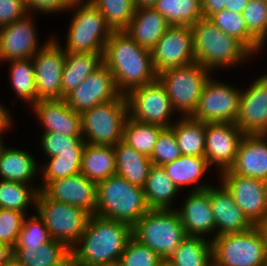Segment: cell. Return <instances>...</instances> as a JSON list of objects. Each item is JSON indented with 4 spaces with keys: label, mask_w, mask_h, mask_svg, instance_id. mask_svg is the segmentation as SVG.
Masks as SVG:
<instances>
[{
    "label": "cell",
    "mask_w": 267,
    "mask_h": 266,
    "mask_svg": "<svg viewBox=\"0 0 267 266\" xmlns=\"http://www.w3.org/2000/svg\"><path fill=\"white\" fill-rule=\"evenodd\" d=\"M28 14L23 0H0V28Z\"/></svg>",
    "instance_id": "cell-48"
},
{
    "label": "cell",
    "mask_w": 267,
    "mask_h": 266,
    "mask_svg": "<svg viewBox=\"0 0 267 266\" xmlns=\"http://www.w3.org/2000/svg\"><path fill=\"white\" fill-rule=\"evenodd\" d=\"M41 136V148L48 158L66 152H83L85 147L83 137H72L52 132L43 133Z\"/></svg>",
    "instance_id": "cell-44"
},
{
    "label": "cell",
    "mask_w": 267,
    "mask_h": 266,
    "mask_svg": "<svg viewBox=\"0 0 267 266\" xmlns=\"http://www.w3.org/2000/svg\"><path fill=\"white\" fill-rule=\"evenodd\" d=\"M103 64L123 95L157 80L151 51L139 46L125 31L111 33L104 49Z\"/></svg>",
    "instance_id": "cell-2"
},
{
    "label": "cell",
    "mask_w": 267,
    "mask_h": 266,
    "mask_svg": "<svg viewBox=\"0 0 267 266\" xmlns=\"http://www.w3.org/2000/svg\"><path fill=\"white\" fill-rule=\"evenodd\" d=\"M64 266H80V265L74 263V262L70 259Z\"/></svg>",
    "instance_id": "cell-57"
},
{
    "label": "cell",
    "mask_w": 267,
    "mask_h": 266,
    "mask_svg": "<svg viewBox=\"0 0 267 266\" xmlns=\"http://www.w3.org/2000/svg\"><path fill=\"white\" fill-rule=\"evenodd\" d=\"M191 30L196 62L209 71L235 67L253 55L240 41L219 30L207 18L198 20Z\"/></svg>",
    "instance_id": "cell-3"
},
{
    "label": "cell",
    "mask_w": 267,
    "mask_h": 266,
    "mask_svg": "<svg viewBox=\"0 0 267 266\" xmlns=\"http://www.w3.org/2000/svg\"><path fill=\"white\" fill-rule=\"evenodd\" d=\"M2 137H3V136L0 135V150H1L2 146H3V142H2L3 140H2Z\"/></svg>",
    "instance_id": "cell-61"
},
{
    "label": "cell",
    "mask_w": 267,
    "mask_h": 266,
    "mask_svg": "<svg viewBox=\"0 0 267 266\" xmlns=\"http://www.w3.org/2000/svg\"><path fill=\"white\" fill-rule=\"evenodd\" d=\"M242 89L210 78L205 83L194 120L204 123L236 122Z\"/></svg>",
    "instance_id": "cell-12"
},
{
    "label": "cell",
    "mask_w": 267,
    "mask_h": 266,
    "mask_svg": "<svg viewBox=\"0 0 267 266\" xmlns=\"http://www.w3.org/2000/svg\"><path fill=\"white\" fill-rule=\"evenodd\" d=\"M151 54L157 74L196 61L191 26H169Z\"/></svg>",
    "instance_id": "cell-14"
},
{
    "label": "cell",
    "mask_w": 267,
    "mask_h": 266,
    "mask_svg": "<svg viewBox=\"0 0 267 266\" xmlns=\"http://www.w3.org/2000/svg\"><path fill=\"white\" fill-rule=\"evenodd\" d=\"M13 257L23 266H64L71 252L62 242L51 239L42 245L14 246Z\"/></svg>",
    "instance_id": "cell-26"
},
{
    "label": "cell",
    "mask_w": 267,
    "mask_h": 266,
    "mask_svg": "<svg viewBox=\"0 0 267 266\" xmlns=\"http://www.w3.org/2000/svg\"><path fill=\"white\" fill-rule=\"evenodd\" d=\"M144 189L146 203L150 210L173 209V197L179 189L168 177L163 166L152 165Z\"/></svg>",
    "instance_id": "cell-32"
},
{
    "label": "cell",
    "mask_w": 267,
    "mask_h": 266,
    "mask_svg": "<svg viewBox=\"0 0 267 266\" xmlns=\"http://www.w3.org/2000/svg\"><path fill=\"white\" fill-rule=\"evenodd\" d=\"M30 185V183L0 180V208L25 213L28 205L36 206L40 187L32 188Z\"/></svg>",
    "instance_id": "cell-38"
},
{
    "label": "cell",
    "mask_w": 267,
    "mask_h": 266,
    "mask_svg": "<svg viewBox=\"0 0 267 266\" xmlns=\"http://www.w3.org/2000/svg\"><path fill=\"white\" fill-rule=\"evenodd\" d=\"M181 156L180 148L174 135V131L164 128L158 137L150 159L154 165L163 166Z\"/></svg>",
    "instance_id": "cell-46"
},
{
    "label": "cell",
    "mask_w": 267,
    "mask_h": 266,
    "mask_svg": "<svg viewBox=\"0 0 267 266\" xmlns=\"http://www.w3.org/2000/svg\"><path fill=\"white\" fill-rule=\"evenodd\" d=\"M116 174L131 184L144 187L150 168L151 159L131 148L123 140L115 146Z\"/></svg>",
    "instance_id": "cell-28"
},
{
    "label": "cell",
    "mask_w": 267,
    "mask_h": 266,
    "mask_svg": "<svg viewBox=\"0 0 267 266\" xmlns=\"http://www.w3.org/2000/svg\"><path fill=\"white\" fill-rule=\"evenodd\" d=\"M209 186L210 203L215 219V234L240 233L250 230L254 225L236 205L234 198L226 187ZM217 230V231H216Z\"/></svg>",
    "instance_id": "cell-22"
},
{
    "label": "cell",
    "mask_w": 267,
    "mask_h": 266,
    "mask_svg": "<svg viewBox=\"0 0 267 266\" xmlns=\"http://www.w3.org/2000/svg\"><path fill=\"white\" fill-rule=\"evenodd\" d=\"M229 170L264 181L267 178V134L245 135Z\"/></svg>",
    "instance_id": "cell-24"
},
{
    "label": "cell",
    "mask_w": 267,
    "mask_h": 266,
    "mask_svg": "<svg viewBox=\"0 0 267 266\" xmlns=\"http://www.w3.org/2000/svg\"><path fill=\"white\" fill-rule=\"evenodd\" d=\"M80 116L85 143L115 146L123 140L124 125L129 116L126 96L96 105Z\"/></svg>",
    "instance_id": "cell-8"
},
{
    "label": "cell",
    "mask_w": 267,
    "mask_h": 266,
    "mask_svg": "<svg viewBox=\"0 0 267 266\" xmlns=\"http://www.w3.org/2000/svg\"><path fill=\"white\" fill-rule=\"evenodd\" d=\"M35 207L51 239L62 242L69 249L81 238L91 216L83 208L48 198L41 190L38 192Z\"/></svg>",
    "instance_id": "cell-10"
},
{
    "label": "cell",
    "mask_w": 267,
    "mask_h": 266,
    "mask_svg": "<svg viewBox=\"0 0 267 266\" xmlns=\"http://www.w3.org/2000/svg\"><path fill=\"white\" fill-rule=\"evenodd\" d=\"M247 3L248 0H226L225 9L242 14Z\"/></svg>",
    "instance_id": "cell-52"
},
{
    "label": "cell",
    "mask_w": 267,
    "mask_h": 266,
    "mask_svg": "<svg viewBox=\"0 0 267 266\" xmlns=\"http://www.w3.org/2000/svg\"><path fill=\"white\" fill-rule=\"evenodd\" d=\"M213 266H267V245L257 226L211 240Z\"/></svg>",
    "instance_id": "cell-6"
},
{
    "label": "cell",
    "mask_w": 267,
    "mask_h": 266,
    "mask_svg": "<svg viewBox=\"0 0 267 266\" xmlns=\"http://www.w3.org/2000/svg\"><path fill=\"white\" fill-rule=\"evenodd\" d=\"M163 261L155 251L132 236L118 263L120 266H160Z\"/></svg>",
    "instance_id": "cell-43"
},
{
    "label": "cell",
    "mask_w": 267,
    "mask_h": 266,
    "mask_svg": "<svg viewBox=\"0 0 267 266\" xmlns=\"http://www.w3.org/2000/svg\"><path fill=\"white\" fill-rule=\"evenodd\" d=\"M48 198L83 208L95 214L97 202V183L89 180L81 172L49 182L41 190Z\"/></svg>",
    "instance_id": "cell-20"
},
{
    "label": "cell",
    "mask_w": 267,
    "mask_h": 266,
    "mask_svg": "<svg viewBox=\"0 0 267 266\" xmlns=\"http://www.w3.org/2000/svg\"><path fill=\"white\" fill-rule=\"evenodd\" d=\"M170 25L152 6L137 7L124 30L139 46L152 50Z\"/></svg>",
    "instance_id": "cell-25"
},
{
    "label": "cell",
    "mask_w": 267,
    "mask_h": 266,
    "mask_svg": "<svg viewBox=\"0 0 267 266\" xmlns=\"http://www.w3.org/2000/svg\"><path fill=\"white\" fill-rule=\"evenodd\" d=\"M64 48L56 39H50L32 57L34 63L36 102L60 100L61 79L65 63Z\"/></svg>",
    "instance_id": "cell-13"
},
{
    "label": "cell",
    "mask_w": 267,
    "mask_h": 266,
    "mask_svg": "<svg viewBox=\"0 0 267 266\" xmlns=\"http://www.w3.org/2000/svg\"><path fill=\"white\" fill-rule=\"evenodd\" d=\"M70 9L76 12L70 22L64 51L104 53L106 43L113 32L104 16L89 0H75Z\"/></svg>",
    "instance_id": "cell-7"
},
{
    "label": "cell",
    "mask_w": 267,
    "mask_h": 266,
    "mask_svg": "<svg viewBox=\"0 0 267 266\" xmlns=\"http://www.w3.org/2000/svg\"><path fill=\"white\" fill-rule=\"evenodd\" d=\"M3 266H23L21 265L14 257H12L6 264Z\"/></svg>",
    "instance_id": "cell-56"
},
{
    "label": "cell",
    "mask_w": 267,
    "mask_h": 266,
    "mask_svg": "<svg viewBox=\"0 0 267 266\" xmlns=\"http://www.w3.org/2000/svg\"><path fill=\"white\" fill-rule=\"evenodd\" d=\"M163 129L161 126L139 122L128 116L124 125L123 141L150 158Z\"/></svg>",
    "instance_id": "cell-36"
},
{
    "label": "cell",
    "mask_w": 267,
    "mask_h": 266,
    "mask_svg": "<svg viewBox=\"0 0 267 266\" xmlns=\"http://www.w3.org/2000/svg\"><path fill=\"white\" fill-rule=\"evenodd\" d=\"M132 235L163 260H168L186 237L176 209L149 210L132 227Z\"/></svg>",
    "instance_id": "cell-5"
},
{
    "label": "cell",
    "mask_w": 267,
    "mask_h": 266,
    "mask_svg": "<svg viewBox=\"0 0 267 266\" xmlns=\"http://www.w3.org/2000/svg\"><path fill=\"white\" fill-rule=\"evenodd\" d=\"M263 234V238L267 245V216L257 225Z\"/></svg>",
    "instance_id": "cell-54"
},
{
    "label": "cell",
    "mask_w": 267,
    "mask_h": 266,
    "mask_svg": "<svg viewBox=\"0 0 267 266\" xmlns=\"http://www.w3.org/2000/svg\"><path fill=\"white\" fill-rule=\"evenodd\" d=\"M125 96L130 118L163 128L173 125L171 118L175 111L165 87L158 79L153 83L132 89Z\"/></svg>",
    "instance_id": "cell-11"
},
{
    "label": "cell",
    "mask_w": 267,
    "mask_h": 266,
    "mask_svg": "<svg viewBox=\"0 0 267 266\" xmlns=\"http://www.w3.org/2000/svg\"><path fill=\"white\" fill-rule=\"evenodd\" d=\"M132 236L130 224L91 215L81 238L70 249L71 260L80 266L119 262Z\"/></svg>",
    "instance_id": "cell-1"
},
{
    "label": "cell",
    "mask_w": 267,
    "mask_h": 266,
    "mask_svg": "<svg viewBox=\"0 0 267 266\" xmlns=\"http://www.w3.org/2000/svg\"><path fill=\"white\" fill-rule=\"evenodd\" d=\"M134 4L137 7H145V6H153V4L157 1V0H133Z\"/></svg>",
    "instance_id": "cell-55"
},
{
    "label": "cell",
    "mask_w": 267,
    "mask_h": 266,
    "mask_svg": "<svg viewBox=\"0 0 267 266\" xmlns=\"http://www.w3.org/2000/svg\"><path fill=\"white\" fill-rule=\"evenodd\" d=\"M99 266H120V264L118 262H115V263L104 264V265H99Z\"/></svg>",
    "instance_id": "cell-59"
},
{
    "label": "cell",
    "mask_w": 267,
    "mask_h": 266,
    "mask_svg": "<svg viewBox=\"0 0 267 266\" xmlns=\"http://www.w3.org/2000/svg\"><path fill=\"white\" fill-rule=\"evenodd\" d=\"M202 2V17L209 19L213 14L224 10L226 0H201Z\"/></svg>",
    "instance_id": "cell-50"
},
{
    "label": "cell",
    "mask_w": 267,
    "mask_h": 266,
    "mask_svg": "<svg viewBox=\"0 0 267 266\" xmlns=\"http://www.w3.org/2000/svg\"><path fill=\"white\" fill-rule=\"evenodd\" d=\"M208 69L194 61L187 65L166 69L157 79L165 87L173 110L184 117L192 116L197 109L200 95L210 78Z\"/></svg>",
    "instance_id": "cell-9"
},
{
    "label": "cell",
    "mask_w": 267,
    "mask_h": 266,
    "mask_svg": "<svg viewBox=\"0 0 267 266\" xmlns=\"http://www.w3.org/2000/svg\"><path fill=\"white\" fill-rule=\"evenodd\" d=\"M30 13L0 28V61L32 58L39 48L37 30Z\"/></svg>",
    "instance_id": "cell-19"
},
{
    "label": "cell",
    "mask_w": 267,
    "mask_h": 266,
    "mask_svg": "<svg viewBox=\"0 0 267 266\" xmlns=\"http://www.w3.org/2000/svg\"><path fill=\"white\" fill-rule=\"evenodd\" d=\"M235 123L245 135L267 134V74L242 90Z\"/></svg>",
    "instance_id": "cell-18"
},
{
    "label": "cell",
    "mask_w": 267,
    "mask_h": 266,
    "mask_svg": "<svg viewBox=\"0 0 267 266\" xmlns=\"http://www.w3.org/2000/svg\"><path fill=\"white\" fill-rule=\"evenodd\" d=\"M13 257V248L0 242V266L6 264Z\"/></svg>",
    "instance_id": "cell-53"
},
{
    "label": "cell",
    "mask_w": 267,
    "mask_h": 266,
    "mask_svg": "<svg viewBox=\"0 0 267 266\" xmlns=\"http://www.w3.org/2000/svg\"><path fill=\"white\" fill-rule=\"evenodd\" d=\"M242 17L248 32L264 46L267 42V3L264 0H248Z\"/></svg>",
    "instance_id": "cell-42"
},
{
    "label": "cell",
    "mask_w": 267,
    "mask_h": 266,
    "mask_svg": "<svg viewBox=\"0 0 267 266\" xmlns=\"http://www.w3.org/2000/svg\"><path fill=\"white\" fill-rule=\"evenodd\" d=\"M168 261L173 266H212V243L205 237L186 236Z\"/></svg>",
    "instance_id": "cell-33"
},
{
    "label": "cell",
    "mask_w": 267,
    "mask_h": 266,
    "mask_svg": "<svg viewBox=\"0 0 267 266\" xmlns=\"http://www.w3.org/2000/svg\"><path fill=\"white\" fill-rule=\"evenodd\" d=\"M8 62L11 64L9 74L15 94L33 106L36 103V87L32 58Z\"/></svg>",
    "instance_id": "cell-39"
},
{
    "label": "cell",
    "mask_w": 267,
    "mask_h": 266,
    "mask_svg": "<svg viewBox=\"0 0 267 266\" xmlns=\"http://www.w3.org/2000/svg\"><path fill=\"white\" fill-rule=\"evenodd\" d=\"M180 209H176L186 236L206 238L215 233V219L210 203L209 187L205 190L191 191Z\"/></svg>",
    "instance_id": "cell-23"
},
{
    "label": "cell",
    "mask_w": 267,
    "mask_h": 266,
    "mask_svg": "<svg viewBox=\"0 0 267 266\" xmlns=\"http://www.w3.org/2000/svg\"><path fill=\"white\" fill-rule=\"evenodd\" d=\"M32 109L43 124L44 133L82 137L80 113L70 108L64 99L39 100Z\"/></svg>",
    "instance_id": "cell-21"
},
{
    "label": "cell",
    "mask_w": 267,
    "mask_h": 266,
    "mask_svg": "<svg viewBox=\"0 0 267 266\" xmlns=\"http://www.w3.org/2000/svg\"><path fill=\"white\" fill-rule=\"evenodd\" d=\"M220 180L254 226L267 216V195L262 180L237 175L229 169L220 173Z\"/></svg>",
    "instance_id": "cell-15"
},
{
    "label": "cell",
    "mask_w": 267,
    "mask_h": 266,
    "mask_svg": "<svg viewBox=\"0 0 267 266\" xmlns=\"http://www.w3.org/2000/svg\"><path fill=\"white\" fill-rule=\"evenodd\" d=\"M209 20L221 31L240 41L253 55L263 46L248 32L242 14L231 10H221Z\"/></svg>",
    "instance_id": "cell-37"
},
{
    "label": "cell",
    "mask_w": 267,
    "mask_h": 266,
    "mask_svg": "<svg viewBox=\"0 0 267 266\" xmlns=\"http://www.w3.org/2000/svg\"><path fill=\"white\" fill-rule=\"evenodd\" d=\"M31 216L25 217L15 246L42 245L51 240L43 219L38 214Z\"/></svg>",
    "instance_id": "cell-45"
},
{
    "label": "cell",
    "mask_w": 267,
    "mask_h": 266,
    "mask_svg": "<svg viewBox=\"0 0 267 266\" xmlns=\"http://www.w3.org/2000/svg\"><path fill=\"white\" fill-rule=\"evenodd\" d=\"M75 0H23L28 13L41 11V13H54L70 9Z\"/></svg>",
    "instance_id": "cell-49"
},
{
    "label": "cell",
    "mask_w": 267,
    "mask_h": 266,
    "mask_svg": "<svg viewBox=\"0 0 267 266\" xmlns=\"http://www.w3.org/2000/svg\"><path fill=\"white\" fill-rule=\"evenodd\" d=\"M82 154L83 152H66L59 156L47 158L50 159L49 162H45L44 166L39 167L43 180L40 190L55 179H62L80 173Z\"/></svg>",
    "instance_id": "cell-40"
},
{
    "label": "cell",
    "mask_w": 267,
    "mask_h": 266,
    "mask_svg": "<svg viewBox=\"0 0 267 266\" xmlns=\"http://www.w3.org/2000/svg\"><path fill=\"white\" fill-rule=\"evenodd\" d=\"M103 64V53H66L61 79V99Z\"/></svg>",
    "instance_id": "cell-27"
},
{
    "label": "cell",
    "mask_w": 267,
    "mask_h": 266,
    "mask_svg": "<svg viewBox=\"0 0 267 266\" xmlns=\"http://www.w3.org/2000/svg\"><path fill=\"white\" fill-rule=\"evenodd\" d=\"M37 172L40 171L36 160L28 151L2 146L0 150L1 180L28 183L35 178Z\"/></svg>",
    "instance_id": "cell-31"
},
{
    "label": "cell",
    "mask_w": 267,
    "mask_h": 266,
    "mask_svg": "<svg viewBox=\"0 0 267 266\" xmlns=\"http://www.w3.org/2000/svg\"><path fill=\"white\" fill-rule=\"evenodd\" d=\"M174 131L181 155H205V123L194 120L191 116L179 118L170 127Z\"/></svg>",
    "instance_id": "cell-34"
},
{
    "label": "cell",
    "mask_w": 267,
    "mask_h": 266,
    "mask_svg": "<svg viewBox=\"0 0 267 266\" xmlns=\"http://www.w3.org/2000/svg\"><path fill=\"white\" fill-rule=\"evenodd\" d=\"M245 134L235 122L205 123V158L216 165L220 173L234 163L239 145Z\"/></svg>",
    "instance_id": "cell-17"
},
{
    "label": "cell",
    "mask_w": 267,
    "mask_h": 266,
    "mask_svg": "<svg viewBox=\"0 0 267 266\" xmlns=\"http://www.w3.org/2000/svg\"><path fill=\"white\" fill-rule=\"evenodd\" d=\"M152 7L170 26H192L203 18L201 0H157Z\"/></svg>",
    "instance_id": "cell-35"
},
{
    "label": "cell",
    "mask_w": 267,
    "mask_h": 266,
    "mask_svg": "<svg viewBox=\"0 0 267 266\" xmlns=\"http://www.w3.org/2000/svg\"><path fill=\"white\" fill-rule=\"evenodd\" d=\"M122 95L117 88L114 76L102 64L75 89L68 93L64 100L75 112L82 113L96 105L112 101Z\"/></svg>",
    "instance_id": "cell-16"
},
{
    "label": "cell",
    "mask_w": 267,
    "mask_h": 266,
    "mask_svg": "<svg viewBox=\"0 0 267 266\" xmlns=\"http://www.w3.org/2000/svg\"><path fill=\"white\" fill-rule=\"evenodd\" d=\"M104 16L112 31H124L133 18L136 6L133 0H89Z\"/></svg>",
    "instance_id": "cell-41"
},
{
    "label": "cell",
    "mask_w": 267,
    "mask_h": 266,
    "mask_svg": "<svg viewBox=\"0 0 267 266\" xmlns=\"http://www.w3.org/2000/svg\"><path fill=\"white\" fill-rule=\"evenodd\" d=\"M80 172L95 183L115 175L116 160L114 146L85 143Z\"/></svg>",
    "instance_id": "cell-30"
},
{
    "label": "cell",
    "mask_w": 267,
    "mask_h": 266,
    "mask_svg": "<svg viewBox=\"0 0 267 266\" xmlns=\"http://www.w3.org/2000/svg\"><path fill=\"white\" fill-rule=\"evenodd\" d=\"M210 167L205 156H185L181 155L176 160L166 163L163 168L168 177L181 191L183 186L194 185L191 191L205 190L210 185L199 182ZM200 184H199V183ZM197 185V186H196Z\"/></svg>",
    "instance_id": "cell-29"
},
{
    "label": "cell",
    "mask_w": 267,
    "mask_h": 266,
    "mask_svg": "<svg viewBox=\"0 0 267 266\" xmlns=\"http://www.w3.org/2000/svg\"><path fill=\"white\" fill-rule=\"evenodd\" d=\"M160 266H173L168 260H164Z\"/></svg>",
    "instance_id": "cell-58"
},
{
    "label": "cell",
    "mask_w": 267,
    "mask_h": 266,
    "mask_svg": "<svg viewBox=\"0 0 267 266\" xmlns=\"http://www.w3.org/2000/svg\"><path fill=\"white\" fill-rule=\"evenodd\" d=\"M18 210L0 208V242L15 246L27 215Z\"/></svg>",
    "instance_id": "cell-47"
},
{
    "label": "cell",
    "mask_w": 267,
    "mask_h": 266,
    "mask_svg": "<svg viewBox=\"0 0 267 266\" xmlns=\"http://www.w3.org/2000/svg\"><path fill=\"white\" fill-rule=\"evenodd\" d=\"M149 210L143 187L131 184L117 174L97 183L95 215L133 227Z\"/></svg>",
    "instance_id": "cell-4"
},
{
    "label": "cell",
    "mask_w": 267,
    "mask_h": 266,
    "mask_svg": "<svg viewBox=\"0 0 267 266\" xmlns=\"http://www.w3.org/2000/svg\"><path fill=\"white\" fill-rule=\"evenodd\" d=\"M263 183H264V188H265V192L267 195V178L263 181Z\"/></svg>",
    "instance_id": "cell-60"
},
{
    "label": "cell",
    "mask_w": 267,
    "mask_h": 266,
    "mask_svg": "<svg viewBox=\"0 0 267 266\" xmlns=\"http://www.w3.org/2000/svg\"><path fill=\"white\" fill-rule=\"evenodd\" d=\"M8 109L0 103V135L4 133V131L8 130L11 125L12 115L9 114Z\"/></svg>",
    "instance_id": "cell-51"
}]
</instances>
